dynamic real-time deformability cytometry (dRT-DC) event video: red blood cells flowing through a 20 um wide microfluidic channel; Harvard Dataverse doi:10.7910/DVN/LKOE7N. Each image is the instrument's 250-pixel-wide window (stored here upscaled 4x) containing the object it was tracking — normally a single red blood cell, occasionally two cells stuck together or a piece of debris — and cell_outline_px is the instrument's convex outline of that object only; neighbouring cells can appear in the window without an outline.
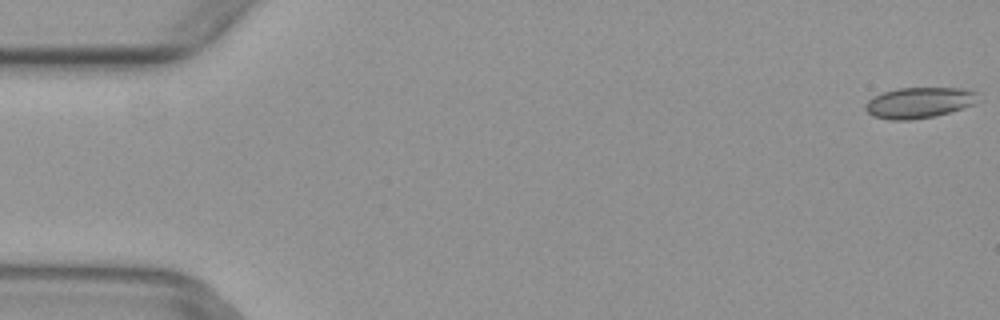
{"species": "common noctule bat (a hibernating species)", "species_latin": "Nyctalus noctula", "temperature_condition": "warm", "stored_images_in_passage": 6, "camera_frame_rate_fps": 3000, "um_per_image_px": 0.085, "animal": {"sex": "female", "body_mass_g": 29.2, "forearm_length_mm": 56.3}, "frame": {"image": 1, "passage_image": 1, "time_ms": 0.0, "image_size_px": [1000, 320], "cell_outline_px": [[980, 100], [964, 108], [936, 116], [912, 120], [888, 120], [872, 116], [864, 108], [864, 104], [868, 100], [884, 92], [900, 88], [964, 88], [980, 92]], "centroid_in_image_um": [78.17, 8.73], "position_along_channel_um": 6.8, "area_um2": 20.52}}